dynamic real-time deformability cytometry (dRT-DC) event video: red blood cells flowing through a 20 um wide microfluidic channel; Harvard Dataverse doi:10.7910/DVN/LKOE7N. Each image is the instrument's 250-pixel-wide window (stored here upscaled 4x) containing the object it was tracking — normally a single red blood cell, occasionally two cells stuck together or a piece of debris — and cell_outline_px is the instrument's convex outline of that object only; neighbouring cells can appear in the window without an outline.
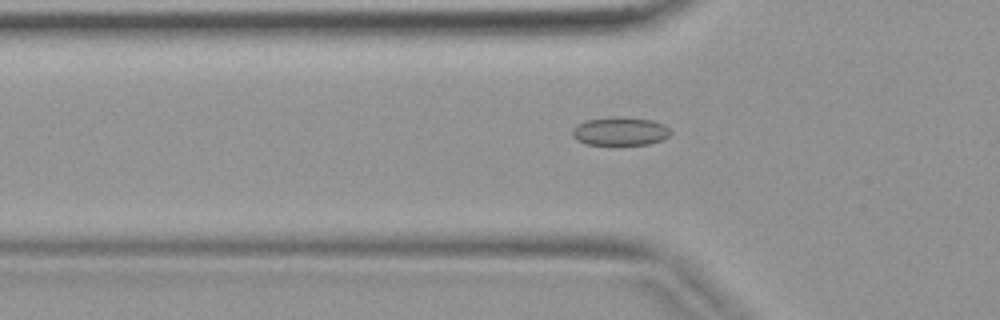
{"species": "common noctule bat (a hibernating species)", "species_latin": "Nyctalus noctula", "temperature_condition": "warm", "stored_images_in_passage": 32, "camera_frame_rate_fps": 3000, "um_per_image_px": 0.085, "animal": {"sex": "female", "body_mass_g": 19.9}, "frame": {"image": 1, "passage_image": 5, "time_ms": 1.333, "image_size_px": [1000, 320], "cell_outline_px": [[672, 132], [668, 136], [660, 140], [648, 144], [588, 144], [576, 140], [572, 136], [572, 128], [576, 124], [584, 120], [652, 120], [664, 124]], "centroid_in_image_um": [52.68, 11.21], "position_along_channel_um": 73.1, "area_um2": 15.26}}
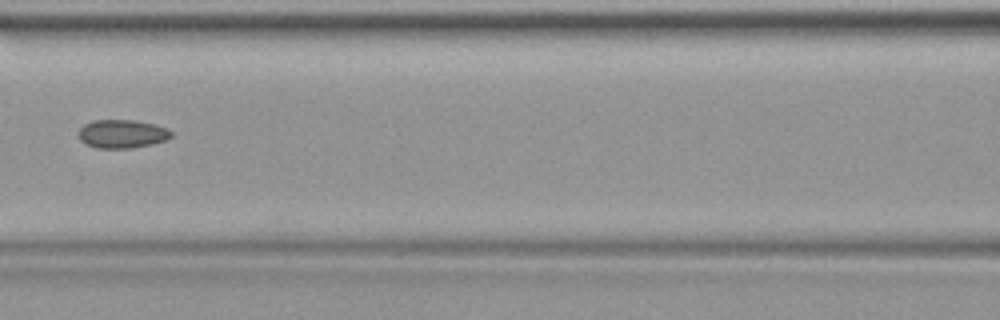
{"frame": {"image": 2, "passage_image": 10, "time_ms": 3.0, "image_size_px": [1000, 320], "cell_outline_px": [[172, 136], [164, 140], [152, 144], [132, 148], [96, 148], [84, 144], [80, 140], [80, 128], [84, 124], [92, 120], [136, 120], [168, 128], [172, 132]], "centroid_in_image_um": [10.37, 11.38], "position_along_channel_um": 156.2, "area_um2": 15.37}}
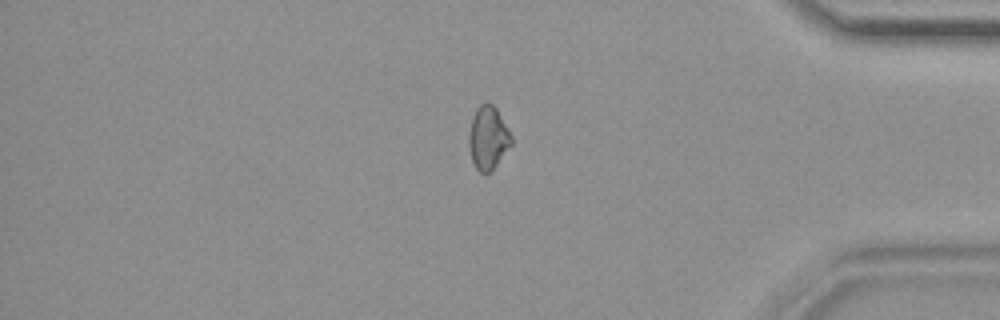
{"frame": {"image": 3, "passage_image": 26, "time_ms": 8.333, "image_size_px": [1000, 320], "cell_outline_px": [[512, 144], [496, 164], [488, 172], [480, 172], [476, 168], [472, 160], [468, 144], [468, 132], [472, 116], [476, 108], [480, 104], [488, 100], [496, 108], [512, 136]], "centroid_in_image_um": [41.46, 11.66], "position_along_channel_um": 393.7, "area_um2": 15.61}}